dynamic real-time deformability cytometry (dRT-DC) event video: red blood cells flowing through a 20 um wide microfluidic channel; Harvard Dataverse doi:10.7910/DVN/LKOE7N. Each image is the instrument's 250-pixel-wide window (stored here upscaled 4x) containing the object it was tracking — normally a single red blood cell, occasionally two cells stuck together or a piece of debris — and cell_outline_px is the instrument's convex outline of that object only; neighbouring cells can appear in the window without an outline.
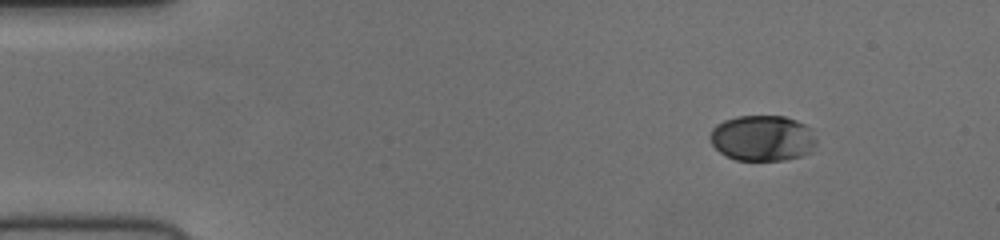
{"species": "human", "species_latin": "Homo sapiens", "temperature_condition": "cold", "stored_images_in_passage": 47, "camera_frame_rate_fps": 3000, "um_per_image_px": 0.085, "donor": {"sex": "female"}, "frame": {"image": 1, "passage_image": 1, "time_ms": 0.0, "image_size_px": [1000, 240], "cell_outline_px": [[816, 144], [812, 152], [800, 156], [784, 160], [736, 160], [720, 152], [712, 144], [708, 136], [712, 128], [716, 124], [724, 120], [736, 116], [784, 116], [796, 120], [812, 128], [816, 140]], "centroid_in_image_um": [64.82, 11.73], "position_along_channel_um": 20.2, "area_um2": 28.61}}
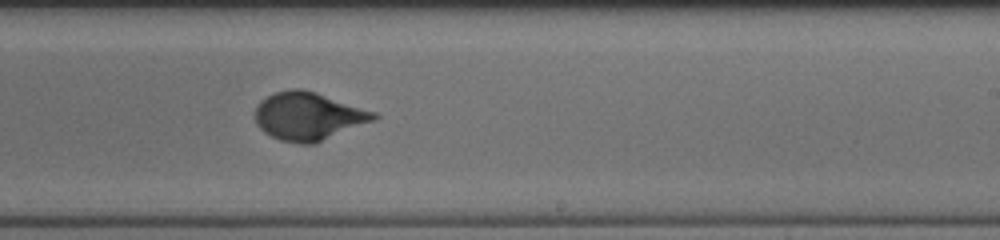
{"frame": {"image": 2, "passage_image": 27, "time_ms": 8.667, "image_size_px": [1000, 240], "cell_outline_px": [[380, 116], [376, 120], [316, 144], [300, 144], [280, 140], [264, 132], [256, 124], [256, 104], [260, 100], [276, 92], [292, 88], [300, 88], [316, 92], [376, 112]], "centroid_in_image_um": [26.24, 9.89], "position_along_channel_um": 262.8, "area_um2": 33.47}}
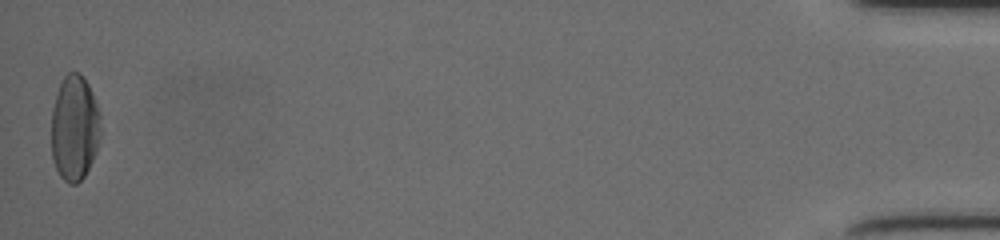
{"frame": {"image": 3, "passage_image": 47, "time_ms": 15.333, "image_size_px": [1000, 240], "cell_outline_px": [[100, 136], [96, 152], [84, 176], [76, 184], [68, 184], [60, 176], [52, 160], [52, 108], [60, 84], [64, 76], [68, 72], [80, 72], [88, 84], [92, 92], [100, 112]], "centroid_in_image_um": [6.34, 10.87], "position_along_channel_um": 428.9, "area_um2": 30.35}}